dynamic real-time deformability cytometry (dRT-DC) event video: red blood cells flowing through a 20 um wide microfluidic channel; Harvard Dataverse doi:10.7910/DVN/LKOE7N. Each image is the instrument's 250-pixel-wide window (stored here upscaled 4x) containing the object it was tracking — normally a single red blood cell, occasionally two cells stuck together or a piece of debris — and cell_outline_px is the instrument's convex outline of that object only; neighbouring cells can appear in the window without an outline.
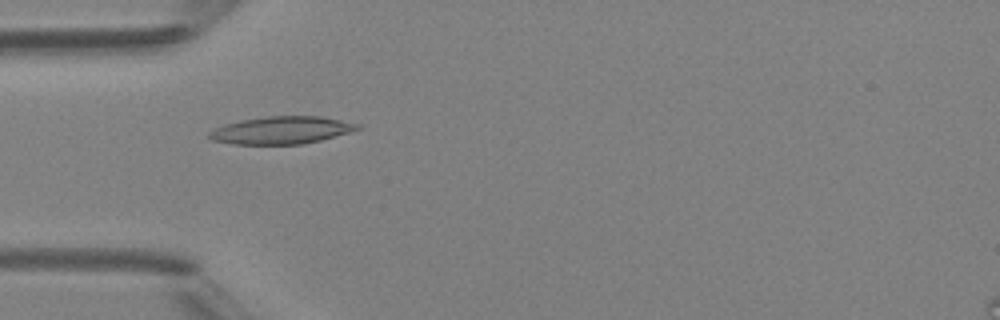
{"species": "Egyptian fruit bat (a non-hibernating species)", "species_latin": "Rousettus aegyptiacus", "temperature_condition": "room temperature", "stored_images_in_passage": 3, "camera_frame_rate_fps": 3000, "um_per_image_px": 0.085, "animal": {"sex": "female"}, "frame": {"image": 1, "passage_image": 2, "time_ms": 1.0, "image_size_px": [1000, 320], "cell_outline_px": [[360, 128], [348, 132], [320, 140], [304, 144], [232, 144], [212, 140], [208, 136], [208, 132], [212, 128], [224, 124], [240, 120], [268, 116], [320, 116], [360, 124]], "centroid_in_image_um": [23.85, 11.06], "position_along_channel_um": 61.1, "area_um2": 23.7}}
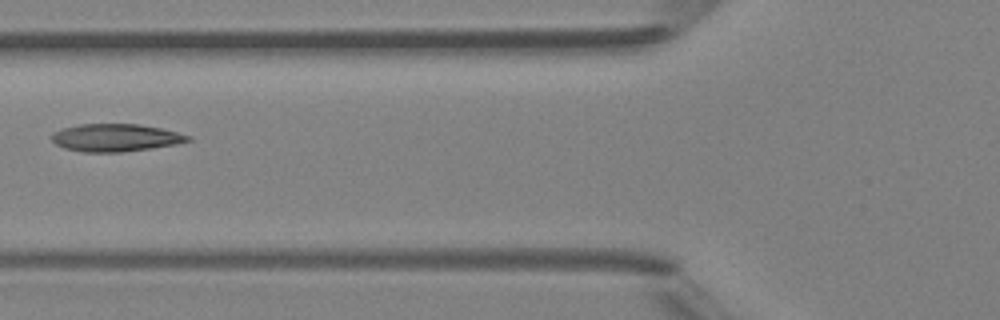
{"frame": {"image": 2, "passage_image": 3, "time_ms": 2.333, "image_size_px": [1000, 320], "cell_outline_px": [[192, 140], [176, 144], [152, 148], [120, 152], [84, 152], [64, 148], [56, 144], [52, 140], [52, 132], [64, 128], [80, 124], [140, 124], [160, 128], [192, 136]], "centroid_in_image_um": [9.83, 11.7], "position_along_channel_um": 116.0, "area_um2": 21.85}}